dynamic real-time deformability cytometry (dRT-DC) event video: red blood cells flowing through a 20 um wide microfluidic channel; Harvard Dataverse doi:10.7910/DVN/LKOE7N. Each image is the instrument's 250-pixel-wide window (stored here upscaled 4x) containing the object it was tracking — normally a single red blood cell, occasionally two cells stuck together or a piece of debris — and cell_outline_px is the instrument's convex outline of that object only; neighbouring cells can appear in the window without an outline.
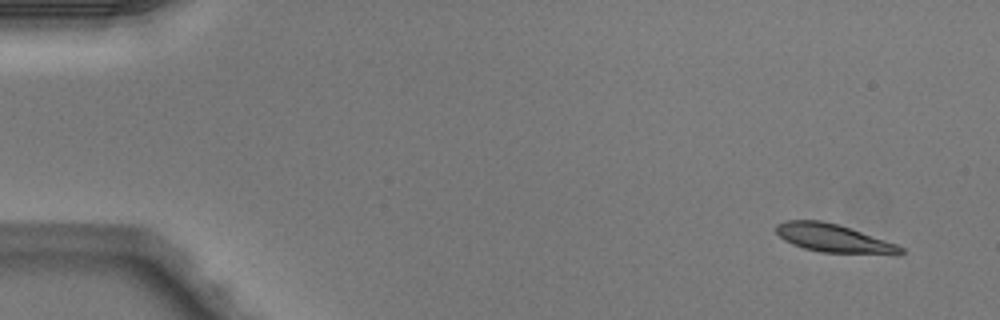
{"species": "Egyptian fruit bat (a non-hibernating species)", "species_latin": "Rousettus aegyptiacus", "temperature_condition": "warm", "stored_images_in_passage": 4, "camera_frame_rate_fps": 3000, "um_per_image_px": 0.085, "animal": {"sex": "male"}, "frame": {"image": 1, "passage_image": 1, "time_ms": 0.0, "image_size_px": [1000, 320], "cell_outline_px": [[904, 252], [900, 256], [896, 256], [820, 252], [804, 248], [792, 244], [784, 240], [776, 232], [776, 224], [784, 220], [820, 220], [840, 224], [896, 244], [904, 248]], "centroid_in_image_um": [70.92, 20.27], "position_along_channel_um": 14.1, "area_um2": 21.04}}
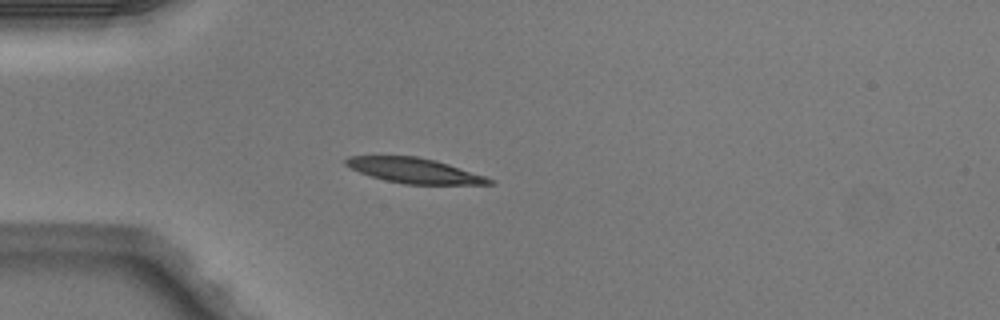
{"frame": {"image": 2, "passage_image": 4, "time_ms": 1.0, "image_size_px": [1000, 320], "cell_outline_px": [[496, 184], [404, 184], [384, 180], [360, 172], [344, 164], [344, 160], [348, 156], [416, 156], [436, 160], [484, 176], [492, 180]], "centroid_in_image_um": [35.19, 14.49], "position_along_channel_um": 49.8, "area_um2": 20.69}}